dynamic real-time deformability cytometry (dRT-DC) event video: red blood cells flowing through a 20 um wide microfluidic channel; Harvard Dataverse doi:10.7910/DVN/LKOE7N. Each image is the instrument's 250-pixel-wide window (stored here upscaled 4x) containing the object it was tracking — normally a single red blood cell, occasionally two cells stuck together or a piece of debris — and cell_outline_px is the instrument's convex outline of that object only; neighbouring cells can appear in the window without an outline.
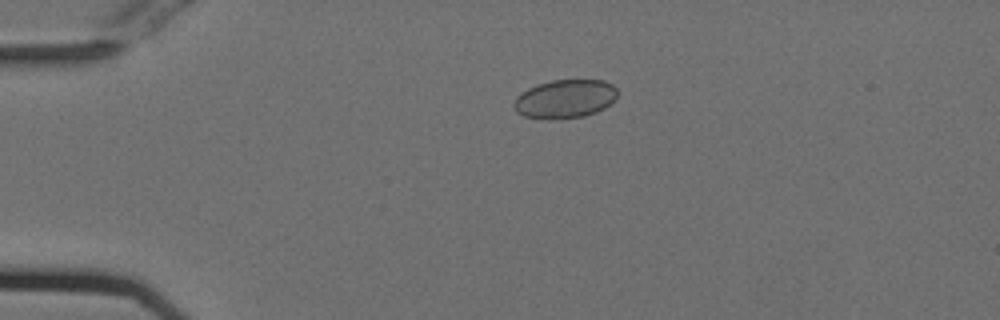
{"species": "Egyptian fruit bat (a non-hibernating species)", "species_latin": "Rousettus aegyptiacus", "temperature_condition": "cold", "stored_images_in_passage": 52, "camera_frame_rate_fps": 3000, "um_per_image_px": 0.085, "animal": {"sex": "female"}, "frame": {"image": 1, "passage_image": 10, "time_ms": 3.0, "image_size_px": [1000, 320], "cell_outline_px": [[616, 96], [604, 108], [596, 112], [584, 116], [524, 116], [516, 112], [512, 108], [512, 104], [516, 96], [528, 88], [536, 84], [552, 80], [604, 80], [612, 84], [616, 88]], "centroid_in_image_um": [48.0, 8.35], "position_along_channel_um": 37.0, "area_um2": 22.54}}
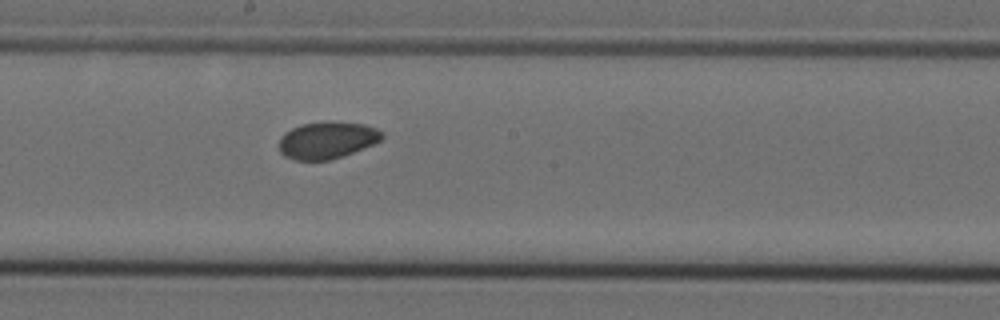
{"frame": {"image": 2, "passage_image": 28, "time_ms": 9.0, "image_size_px": [1000, 320], "cell_outline_px": [[384, 136], [380, 140], [372, 144], [352, 152], [328, 160], [296, 160], [284, 156], [280, 152], [280, 136], [284, 132], [300, 124], [328, 120], [364, 124], [376, 128], [384, 132]], "centroid_in_image_um": [27.78, 11.88], "position_along_channel_um": 220.4, "area_um2": 22.25}}
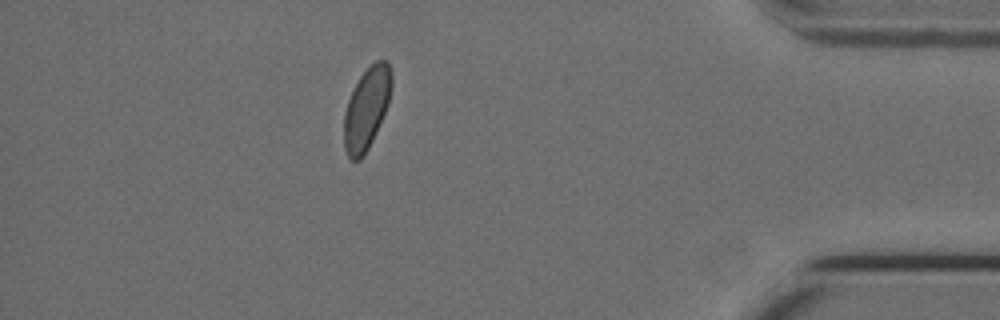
{"frame": {"image": 3, "passage_image": 46, "time_ms": 15.0, "image_size_px": [1000, 320], "cell_outline_px": [[392, 88], [388, 104], [376, 132], [364, 156], [360, 160], [352, 160], [348, 156], [344, 148], [344, 112], [348, 100], [360, 76], [376, 60], [388, 60], [392, 72]], "centroid_in_image_um": [31.17, 9.21], "position_along_channel_um": 404.0, "area_um2": 22.6}}